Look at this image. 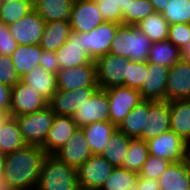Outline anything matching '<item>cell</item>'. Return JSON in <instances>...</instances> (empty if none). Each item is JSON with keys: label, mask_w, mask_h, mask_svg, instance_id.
I'll return each instance as SVG.
<instances>
[{"label": "cell", "mask_w": 190, "mask_h": 190, "mask_svg": "<svg viewBox=\"0 0 190 190\" xmlns=\"http://www.w3.org/2000/svg\"><path fill=\"white\" fill-rule=\"evenodd\" d=\"M46 152L39 146L25 147L4 155L3 176L11 190L37 188Z\"/></svg>", "instance_id": "cell-1"}, {"label": "cell", "mask_w": 190, "mask_h": 190, "mask_svg": "<svg viewBox=\"0 0 190 190\" xmlns=\"http://www.w3.org/2000/svg\"><path fill=\"white\" fill-rule=\"evenodd\" d=\"M152 42L138 25L121 24L112 41L109 53L133 62H147Z\"/></svg>", "instance_id": "cell-2"}, {"label": "cell", "mask_w": 190, "mask_h": 190, "mask_svg": "<svg viewBox=\"0 0 190 190\" xmlns=\"http://www.w3.org/2000/svg\"><path fill=\"white\" fill-rule=\"evenodd\" d=\"M37 190H80L77 172L53 154L43 160Z\"/></svg>", "instance_id": "cell-3"}, {"label": "cell", "mask_w": 190, "mask_h": 190, "mask_svg": "<svg viewBox=\"0 0 190 190\" xmlns=\"http://www.w3.org/2000/svg\"><path fill=\"white\" fill-rule=\"evenodd\" d=\"M55 113L47 105L33 113L15 117L27 145L41 147L54 120Z\"/></svg>", "instance_id": "cell-4"}, {"label": "cell", "mask_w": 190, "mask_h": 190, "mask_svg": "<svg viewBox=\"0 0 190 190\" xmlns=\"http://www.w3.org/2000/svg\"><path fill=\"white\" fill-rule=\"evenodd\" d=\"M94 62L99 89L105 90L114 86H125L128 58L108 53L99 57Z\"/></svg>", "instance_id": "cell-5"}, {"label": "cell", "mask_w": 190, "mask_h": 190, "mask_svg": "<svg viewBox=\"0 0 190 190\" xmlns=\"http://www.w3.org/2000/svg\"><path fill=\"white\" fill-rule=\"evenodd\" d=\"M120 25L104 21L90 32H78L82 48L93 61L109 53L112 41Z\"/></svg>", "instance_id": "cell-6"}, {"label": "cell", "mask_w": 190, "mask_h": 190, "mask_svg": "<svg viewBox=\"0 0 190 190\" xmlns=\"http://www.w3.org/2000/svg\"><path fill=\"white\" fill-rule=\"evenodd\" d=\"M113 169L102 155L92 154L76 170L80 190H100Z\"/></svg>", "instance_id": "cell-7"}, {"label": "cell", "mask_w": 190, "mask_h": 190, "mask_svg": "<svg viewBox=\"0 0 190 190\" xmlns=\"http://www.w3.org/2000/svg\"><path fill=\"white\" fill-rule=\"evenodd\" d=\"M147 144L153 157L163 158L171 163L187 159L188 144L172 130L162 132L148 140Z\"/></svg>", "instance_id": "cell-8"}, {"label": "cell", "mask_w": 190, "mask_h": 190, "mask_svg": "<svg viewBox=\"0 0 190 190\" xmlns=\"http://www.w3.org/2000/svg\"><path fill=\"white\" fill-rule=\"evenodd\" d=\"M109 99V121L118 126L143 98L137 89L114 86L105 89Z\"/></svg>", "instance_id": "cell-9"}, {"label": "cell", "mask_w": 190, "mask_h": 190, "mask_svg": "<svg viewBox=\"0 0 190 190\" xmlns=\"http://www.w3.org/2000/svg\"><path fill=\"white\" fill-rule=\"evenodd\" d=\"M109 111L107 92L98 88L89 100L74 112L72 119L81 128L95 122L109 121Z\"/></svg>", "instance_id": "cell-10"}, {"label": "cell", "mask_w": 190, "mask_h": 190, "mask_svg": "<svg viewBox=\"0 0 190 190\" xmlns=\"http://www.w3.org/2000/svg\"><path fill=\"white\" fill-rule=\"evenodd\" d=\"M48 101L21 80L11 88L10 116L18 117L41 110Z\"/></svg>", "instance_id": "cell-11"}, {"label": "cell", "mask_w": 190, "mask_h": 190, "mask_svg": "<svg viewBox=\"0 0 190 190\" xmlns=\"http://www.w3.org/2000/svg\"><path fill=\"white\" fill-rule=\"evenodd\" d=\"M98 87H83L73 91L57 89L48 101V106L56 115L72 117L74 112L89 100Z\"/></svg>", "instance_id": "cell-12"}, {"label": "cell", "mask_w": 190, "mask_h": 190, "mask_svg": "<svg viewBox=\"0 0 190 190\" xmlns=\"http://www.w3.org/2000/svg\"><path fill=\"white\" fill-rule=\"evenodd\" d=\"M45 21L33 9L18 21L8 25L18 45L39 44L44 32Z\"/></svg>", "instance_id": "cell-13"}, {"label": "cell", "mask_w": 190, "mask_h": 190, "mask_svg": "<svg viewBox=\"0 0 190 190\" xmlns=\"http://www.w3.org/2000/svg\"><path fill=\"white\" fill-rule=\"evenodd\" d=\"M57 86L58 89L65 91L98 87L95 62L92 60L86 65L60 70L57 73Z\"/></svg>", "instance_id": "cell-14"}, {"label": "cell", "mask_w": 190, "mask_h": 190, "mask_svg": "<svg viewBox=\"0 0 190 190\" xmlns=\"http://www.w3.org/2000/svg\"><path fill=\"white\" fill-rule=\"evenodd\" d=\"M53 155L77 170L92 155L83 129L78 127L68 142Z\"/></svg>", "instance_id": "cell-15"}, {"label": "cell", "mask_w": 190, "mask_h": 190, "mask_svg": "<svg viewBox=\"0 0 190 190\" xmlns=\"http://www.w3.org/2000/svg\"><path fill=\"white\" fill-rule=\"evenodd\" d=\"M103 22L95 0H74L70 23L71 31L90 32Z\"/></svg>", "instance_id": "cell-16"}, {"label": "cell", "mask_w": 190, "mask_h": 190, "mask_svg": "<svg viewBox=\"0 0 190 190\" xmlns=\"http://www.w3.org/2000/svg\"><path fill=\"white\" fill-rule=\"evenodd\" d=\"M190 100V62L180 60L169 68L166 101Z\"/></svg>", "instance_id": "cell-17"}, {"label": "cell", "mask_w": 190, "mask_h": 190, "mask_svg": "<svg viewBox=\"0 0 190 190\" xmlns=\"http://www.w3.org/2000/svg\"><path fill=\"white\" fill-rule=\"evenodd\" d=\"M169 130H171L169 101L149 100V113L146 114L145 128L138 139L148 141Z\"/></svg>", "instance_id": "cell-18"}, {"label": "cell", "mask_w": 190, "mask_h": 190, "mask_svg": "<svg viewBox=\"0 0 190 190\" xmlns=\"http://www.w3.org/2000/svg\"><path fill=\"white\" fill-rule=\"evenodd\" d=\"M145 81L138 90L143 100L165 101L169 68L147 62Z\"/></svg>", "instance_id": "cell-19"}, {"label": "cell", "mask_w": 190, "mask_h": 190, "mask_svg": "<svg viewBox=\"0 0 190 190\" xmlns=\"http://www.w3.org/2000/svg\"><path fill=\"white\" fill-rule=\"evenodd\" d=\"M77 128L78 126L72 117L55 114L51 128L41 148L46 154H54L68 142Z\"/></svg>", "instance_id": "cell-20"}, {"label": "cell", "mask_w": 190, "mask_h": 190, "mask_svg": "<svg viewBox=\"0 0 190 190\" xmlns=\"http://www.w3.org/2000/svg\"><path fill=\"white\" fill-rule=\"evenodd\" d=\"M57 62L60 70L86 65L92 61L90 56L82 48L78 32L71 31L67 41L56 51Z\"/></svg>", "instance_id": "cell-21"}, {"label": "cell", "mask_w": 190, "mask_h": 190, "mask_svg": "<svg viewBox=\"0 0 190 190\" xmlns=\"http://www.w3.org/2000/svg\"><path fill=\"white\" fill-rule=\"evenodd\" d=\"M160 190H189L190 162L188 159L170 163L158 178Z\"/></svg>", "instance_id": "cell-22"}, {"label": "cell", "mask_w": 190, "mask_h": 190, "mask_svg": "<svg viewBox=\"0 0 190 190\" xmlns=\"http://www.w3.org/2000/svg\"><path fill=\"white\" fill-rule=\"evenodd\" d=\"M21 81L36 90V92L44 97L47 101L54 95L57 86V75L47 71L44 67L38 65L28 72Z\"/></svg>", "instance_id": "cell-23"}, {"label": "cell", "mask_w": 190, "mask_h": 190, "mask_svg": "<svg viewBox=\"0 0 190 190\" xmlns=\"http://www.w3.org/2000/svg\"><path fill=\"white\" fill-rule=\"evenodd\" d=\"M74 0H33V9L45 21L62 20L71 23Z\"/></svg>", "instance_id": "cell-24"}, {"label": "cell", "mask_w": 190, "mask_h": 190, "mask_svg": "<svg viewBox=\"0 0 190 190\" xmlns=\"http://www.w3.org/2000/svg\"><path fill=\"white\" fill-rule=\"evenodd\" d=\"M42 52L39 44L17 46L10 57L20 79L39 65Z\"/></svg>", "instance_id": "cell-25"}, {"label": "cell", "mask_w": 190, "mask_h": 190, "mask_svg": "<svg viewBox=\"0 0 190 190\" xmlns=\"http://www.w3.org/2000/svg\"><path fill=\"white\" fill-rule=\"evenodd\" d=\"M171 130L190 143V100L169 101Z\"/></svg>", "instance_id": "cell-26"}, {"label": "cell", "mask_w": 190, "mask_h": 190, "mask_svg": "<svg viewBox=\"0 0 190 190\" xmlns=\"http://www.w3.org/2000/svg\"><path fill=\"white\" fill-rule=\"evenodd\" d=\"M85 133L92 154H100L104 151L105 145L109 142L117 126L110 121L95 122L81 127Z\"/></svg>", "instance_id": "cell-27"}, {"label": "cell", "mask_w": 190, "mask_h": 190, "mask_svg": "<svg viewBox=\"0 0 190 190\" xmlns=\"http://www.w3.org/2000/svg\"><path fill=\"white\" fill-rule=\"evenodd\" d=\"M70 32V23L62 20L45 22L44 32L39 45L45 51L56 52L67 41Z\"/></svg>", "instance_id": "cell-28"}, {"label": "cell", "mask_w": 190, "mask_h": 190, "mask_svg": "<svg viewBox=\"0 0 190 190\" xmlns=\"http://www.w3.org/2000/svg\"><path fill=\"white\" fill-rule=\"evenodd\" d=\"M149 113V100L141 101L128 116L117 126V129L131 139H138L145 128L146 114Z\"/></svg>", "instance_id": "cell-29"}, {"label": "cell", "mask_w": 190, "mask_h": 190, "mask_svg": "<svg viewBox=\"0 0 190 190\" xmlns=\"http://www.w3.org/2000/svg\"><path fill=\"white\" fill-rule=\"evenodd\" d=\"M26 145L18 122L15 117L10 116L0 126V153L7 155L25 147Z\"/></svg>", "instance_id": "cell-30"}, {"label": "cell", "mask_w": 190, "mask_h": 190, "mask_svg": "<svg viewBox=\"0 0 190 190\" xmlns=\"http://www.w3.org/2000/svg\"><path fill=\"white\" fill-rule=\"evenodd\" d=\"M181 59V50L169 40H165L151 44L147 62L171 68Z\"/></svg>", "instance_id": "cell-31"}, {"label": "cell", "mask_w": 190, "mask_h": 190, "mask_svg": "<svg viewBox=\"0 0 190 190\" xmlns=\"http://www.w3.org/2000/svg\"><path fill=\"white\" fill-rule=\"evenodd\" d=\"M131 138L116 129L101 155L114 167H122Z\"/></svg>", "instance_id": "cell-32"}, {"label": "cell", "mask_w": 190, "mask_h": 190, "mask_svg": "<svg viewBox=\"0 0 190 190\" xmlns=\"http://www.w3.org/2000/svg\"><path fill=\"white\" fill-rule=\"evenodd\" d=\"M136 25L152 43L168 40L170 24L161 13L154 12Z\"/></svg>", "instance_id": "cell-33"}, {"label": "cell", "mask_w": 190, "mask_h": 190, "mask_svg": "<svg viewBox=\"0 0 190 190\" xmlns=\"http://www.w3.org/2000/svg\"><path fill=\"white\" fill-rule=\"evenodd\" d=\"M137 177L138 173L134 171L114 167L100 190H138Z\"/></svg>", "instance_id": "cell-34"}, {"label": "cell", "mask_w": 190, "mask_h": 190, "mask_svg": "<svg viewBox=\"0 0 190 190\" xmlns=\"http://www.w3.org/2000/svg\"><path fill=\"white\" fill-rule=\"evenodd\" d=\"M149 156L150 153L147 141L142 139H131L129 150L125 156L122 167L139 173Z\"/></svg>", "instance_id": "cell-35"}, {"label": "cell", "mask_w": 190, "mask_h": 190, "mask_svg": "<svg viewBox=\"0 0 190 190\" xmlns=\"http://www.w3.org/2000/svg\"><path fill=\"white\" fill-rule=\"evenodd\" d=\"M33 10V0H14L3 3L0 12V21L10 25Z\"/></svg>", "instance_id": "cell-36"}, {"label": "cell", "mask_w": 190, "mask_h": 190, "mask_svg": "<svg viewBox=\"0 0 190 190\" xmlns=\"http://www.w3.org/2000/svg\"><path fill=\"white\" fill-rule=\"evenodd\" d=\"M171 24H190V0H170L161 13Z\"/></svg>", "instance_id": "cell-37"}, {"label": "cell", "mask_w": 190, "mask_h": 190, "mask_svg": "<svg viewBox=\"0 0 190 190\" xmlns=\"http://www.w3.org/2000/svg\"><path fill=\"white\" fill-rule=\"evenodd\" d=\"M154 12L153 5L149 0H133L122 14V24L136 25Z\"/></svg>", "instance_id": "cell-38"}, {"label": "cell", "mask_w": 190, "mask_h": 190, "mask_svg": "<svg viewBox=\"0 0 190 190\" xmlns=\"http://www.w3.org/2000/svg\"><path fill=\"white\" fill-rule=\"evenodd\" d=\"M147 62H128L127 77H125V87L139 90L145 81Z\"/></svg>", "instance_id": "cell-39"}, {"label": "cell", "mask_w": 190, "mask_h": 190, "mask_svg": "<svg viewBox=\"0 0 190 190\" xmlns=\"http://www.w3.org/2000/svg\"><path fill=\"white\" fill-rule=\"evenodd\" d=\"M170 163L171 162L168 160L156 158L150 155L143 164V167L138 175L147 179L158 180L160 175L165 171Z\"/></svg>", "instance_id": "cell-40"}, {"label": "cell", "mask_w": 190, "mask_h": 190, "mask_svg": "<svg viewBox=\"0 0 190 190\" xmlns=\"http://www.w3.org/2000/svg\"><path fill=\"white\" fill-rule=\"evenodd\" d=\"M20 80L11 57L0 55V83L12 88Z\"/></svg>", "instance_id": "cell-41"}, {"label": "cell", "mask_w": 190, "mask_h": 190, "mask_svg": "<svg viewBox=\"0 0 190 190\" xmlns=\"http://www.w3.org/2000/svg\"><path fill=\"white\" fill-rule=\"evenodd\" d=\"M190 39V24L177 23L169 27L168 40L182 50Z\"/></svg>", "instance_id": "cell-42"}, {"label": "cell", "mask_w": 190, "mask_h": 190, "mask_svg": "<svg viewBox=\"0 0 190 190\" xmlns=\"http://www.w3.org/2000/svg\"><path fill=\"white\" fill-rule=\"evenodd\" d=\"M95 1L104 21L122 24V11L118 3Z\"/></svg>", "instance_id": "cell-43"}, {"label": "cell", "mask_w": 190, "mask_h": 190, "mask_svg": "<svg viewBox=\"0 0 190 190\" xmlns=\"http://www.w3.org/2000/svg\"><path fill=\"white\" fill-rule=\"evenodd\" d=\"M18 44L12 37L8 25L0 21V55L11 56Z\"/></svg>", "instance_id": "cell-44"}, {"label": "cell", "mask_w": 190, "mask_h": 190, "mask_svg": "<svg viewBox=\"0 0 190 190\" xmlns=\"http://www.w3.org/2000/svg\"><path fill=\"white\" fill-rule=\"evenodd\" d=\"M39 65L44 67L47 71L57 73L60 71V65L57 62L55 51L43 50Z\"/></svg>", "instance_id": "cell-45"}, {"label": "cell", "mask_w": 190, "mask_h": 190, "mask_svg": "<svg viewBox=\"0 0 190 190\" xmlns=\"http://www.w3.org/2000/svg\"><path fill=\"white\" fill-rule=\"evenodd\" d=\"M11 88L0 83V111L10 112Z\"/></svg>", "instance_id": "cell-46"}, {"label": "cell", "mask_w": 190, "mask_h": 190, "mask_svg": "<svg viewBox=\"0 0 190 190\" xmlns=\"http://www.w3.org/2000/svg\"><path fill=\"white\" fill-rule=\"evenodd\" d=\"M136 183L138 190H160L158 180L147 179L138 175Z\"/></svg>", "instance_id": "cell-47"}, {"label": "cell", "mask_w": 190, "mask_h": 190, "mask_svg": "<svg viewBox=\"0 0 190 190\" xmlns=\"http://www.w3.org/2000/svg\"><path fill=\"white\" fill-rule=\"evenodd\" d=\"M153 5L154 11L158 13H162L165 9L166 5L170 0H149Z\"/></svg>", "instance_id": "cell-48"}, {"label": "cell", "mask_w": 190, "mask_h": 190, "mask_svg": "<svg viewBox=\"0 0 190 190\" xmlns=\"http://www.w3.org/2000/svg\"><path fill=\"white\" fill-rule=\"evenodd\" d=\"M132 1L133 0H104V2L118 3L120 5L122 14L126 11V8H128V5Z\"/></svg>", "instance_id": "cell-49"}, {"label": "cell", "mask_w": 190, "mask_h": 190, "mask_svg": "<svg viewBox=\"0 0 190 190\" xmlns=\"http://www.w3.org/2000/svg\"><path fill=\"white\" fill-rule=\"evenodd\" d=\"M182 60L190 62V39L188 40L185 47L181 50Z\"/></svg>", "instance_id": "cell-50"}, {"label": "cell", "mask_w": 190, "mask_h": 190, "mask_svg": "<svg viewBox=\"0 0 190 190\" xmlns=\"http://www.w3.org/2000/svg\"><path fill=\"white\" fill-rule=\"evenodd\" d=\"M0 190H11L4 176H0Z\"/></svg>", "instance_id": "cell-51"}, {"label": "cell", "mask_w": 190, "mask_h": 190, "mask_svg": "<svg viewBox=\"0 0 190 190\" xmlns=\"http://www.w3.org/2000/svg\"><path fill=\"white\" fill-rule=\"evenodd\" d=\"M10 117V112L0 111V126Z\"/></svg>", "instance_id": "cell-52"}, {"label": "cell", "mask_w": 190, "mask_h": 190, "mask_svg": "<svg viewBox=\"0 0 190 190\" xmlns=\"http://www.w3.org/2000/svg\"><path fill=\"white\" fill-rule=\"evenodd\" d=\"M4 167V155L0 153V176H3Z\"/></svg>", "instance_id": "cell-53"}, {"label": "cell", "mask_w": 190, "mask_h": 190, "mask_svg": "<svg viewBox=\"0 0 190 190\" xmlns=\"http://www.w3.org/2000/svg\"><path fill=\"white\" fill-rule=\"evenodd\" d=\"M12 1H14V0H1L2 3H10Z\"/></svg>", "instance_id": "cell-54"}, {"label": "cell", "mask_w": 190, "mask_h": 190, "mask_svg": "<svg viewBox=\"0 0 190 190\" xmlns=\"http://www.w3.org/2000/svg\"><path fill=\"white\" fill-rule=\"evenodd\" d=\"M187 159H188L189 162H190V150H188Z\"/></svg>", "instance_id": "cell-55"}, {"label": "cell", "mask_w": 190, "mask_h": 190, "mask_svg": "<svg viewBox=\"0 0 190 190\" xmlns=\"http://www.w3.org/2000/svg\"><path fill=\"white\" fill-rule=\"evenodd\" d=\"M2 5H3V3L0 0V12H1Z\"/></svg>", "instance_id": "cell-56"}, {"label": "cell", "mask_w": 190, "mask_h": 190, "mask_svg": "<svg viewBox=\"0 0 190 190\" xmlns=\"http://www.w3.org/2000/svg\"><path fill=\"white\" fill-rule=\"evenodd\" d=\"M23 190H37V188H34V189H23Z\"/></svg>", "instance_id": "cell-57"}]
</instances>
